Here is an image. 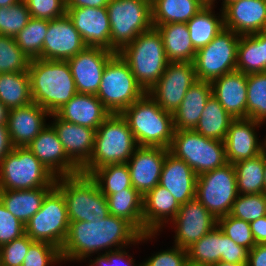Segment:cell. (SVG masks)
<instances>
[{
  "label": "cell",
  "mask_w": 266,
  "mask_h": 266,
  "mask_svg": "<svg viewBox=\"0 0 266 266\" xmlns=\"http://www.w3.org/2000/svg\"><path fill=\"white\" fill-rule=\"evenodd\" d=\"M212 95L235 119L247 118V75L232 71L211 82Z\"/></svg>",
  "instance_id": "obj_27"
},
{
  "label": "cell",
  "mask_w": 266,
  "mask_h": 266,
  "mask_svg": "<svg viewBox=\"0 0 266 266\" xmlns=\"http://www.w3.org/2000/svg\"><path fill=\"white\" fill-rule=\"evenodd\" d=\"M56 177L27 147H13L0 161V190L55 186Z\"/></svg>",
  "instance_id": "obj_8"
},
{
  "label": "cell",
  "mask_w": 266,
  "mask_h": 266,
  "mask_svg": "<svg viewBox=\"0 0 266 266\" xmlns=\"http://www.w3.org/2000/svg\"><path fill=\"white\" fill-rule=\"evenodd\" d=\"M48 20L30 18L27 25L14 37L18 47L31 60L40 58Z\"/></svg>",
  "instance_id": "obj_41"
},
{
  "label": "cell",
  "mask_w": 266,
  "mask_h": 266,
  "mask_svg": "<svg viewBox=\"0 0 266 266\" xmlns=\"http://www.w3.org/2000/svg\"><path fill=\"white\" fill-rule=\"evenodd\" d=\"M186 25L197 51L208 45L225 28L223 10L215 14L214 6L205 5Z\"/></svg>",
  "instance_id": "obj_33"
},
{
  "label": "cell",
  "mask_w": 266,
  "mask_h": 266,
  "mask_svg": "<svg viewBox=\"0 0 266 266\" xmlns=\"http://www.w3.org/2000/svg\"><path fill=\"white\" fill-rule=\"evenodd\" d=\"M55 114L69 123L85 126L94 130L111 115L96 95L77 93Z\"/></svg>",
  "instance_id": "obj_28"
},
{
  "label": "cell",
  "mask_w": 266,
  "mask_h": 266,
  "mask_svg": "<svg viewBox=\"0 0 266 266\" xmlns=\"http://www.w3.org/2000/svg\"><path fill=\"white\" fill-rule=\"evenodd\" d=\"M13 149L7 125H0V161Z\"/></svg>",
  "instance_id": "obj_57"
},
{
  "label": "cell",
  "mask_w": 266,
  "mask_h": 266,
  "mask_svg": "<svg viewBox=\"0 0 266 266\" xmlns=\"http://www.w3.org/2000/svg\"><path fill=\"white\" fill-rule=\"evenodd\" d=\"M55 186L65 197L70 222H93L96 217L104 219L110 214L106 197L89 175L58 177Z\"/></svg>",
  "instance_id": "obj_6"
},
{
  "label": "cell",
  "mask_w": 266,
  "mask_h": 266,
  "mask_svg": "<svg viewBox=\"0 0 266 266\" xmlns=\"http://www.w3.org/2000/svg\"><path fill=\"white\" fill-rule=\"evenodd\" d=\"M236 70L246 75L266 72V31L240 35Z\"/></svg>",
  "instance_id": "obj_32"
},
{
  "label": "cell",
  "mask_w": 266,
  "mask_h": 266,
  "mask_svg": "<svg viewBox=\"0 0 266 266\" xmlns=\"http://www.w3.org/2000/svg\"><path fill=\"white\" fill-rule=\"evenodd\" d=\"M229 215L251 223L266 215V193L238 194Z\"/></svg>",
  "instance_id": "obj_44"
},
{
  "label": "cell",
  "mask_w": 266,
  "mask_h": 266,
  "mask_svg": "<svg viewBox=\"0 0 266 266\" xmlns=\"http://www.w3.org/2000/svg\"><path fill=\"white\" fill-rule=\"evenodd\" d=\"M196 180V173L184 160L170 152L166 154L159 185L166 188L180 205L196 197Z\"/></svg>",
  "instance_id": "obj_26"
},
{
  "label": "cell",
  "mask_w": 266,
  "mask_h": 266,
  "mask_svg": "<svg viewBox=\"0 0 266 266\" xmlns=\"http://www.w3.org/2000/svg\"><path fill=\"white\" fill-rule=\"evenodd\" d=\"M217 226L231 240L248 251L256 245L250 223L244 220L237 219L228 214L217 219Z\"/></svg>",
  "instance_id": "obj_46"
},
{
  "label": "cell",
  "mask_w": 266,
  "mask_h": 266,
  "mask_svg": "<svg viewBox=\"0 0 266 266\" xmlns=\"http://www.w3.org/2000/svg\"><path fill=\"white\" fill-rule=\"evenodd\" d=\"M168 152L164 147L139 146L127 161L132 186L143 197L159 184Z\"/></svg>",
  "instance_id": "obj_20"
},
{
  "label": "cell",
  "mask_w": 266,
  "mask_h": 266,
  "mask_svg": "<svg viewBox=\"0 0 266 266\" xmlns=\"http://www.w3.org/2000/svg\"><path fill=\"white\" fill-rule=\"evenodd\" d=\"M8 109L0 102V125H7Z\"/></svg>",
  "instance_id": "obj_58"
},
{
  "label": "cell",
  "mask_w": 266,
  "mask_h": 266,
  "mask_svg": "<svg viewBox=\"0 0 266 266\" xmlns=\"http://www.w3.org/2000/svg\"><path fill=\"white\" fill-rule=\"evenodd\" d=\"M159 233L141 234L127 220L109 214L95 221L70 222L68 234L60 252L62 261L86 262L93 255L106 253L136 244L146 243ZM146 241V242H145ZM105 250V251H104Z\"/></svg>",
  "instance_id": "obj_1"
},
{
  "label": "cell",
  "mask_w": 266,
  "mask_h": 266,
  "mask_svg": "<svg viewBox=\"0 0 266 266\" xmlns=\"http://www.w3.org/2000/svg\"><path fill=\"white\" fill-rule=\"evenodd\" d=\"M50 113L35 102L8 111L7 129L13 147H27L48 125Z\"/></svg>",
  "instance_id": "obj_23"
},
{
  "label": "cell",
  "mask_w": 266,
  "mask_h": 266,
  "mask_svg": "<svg viewBox=\"0 0 266 266\" xmlns=\"http://www.w3.org/2000/svg\"><path fill=\"white\" fill-rule=\"evenodd\" d=\"M80 33L66 15L48 20L41 59L67 61L86 48Z\"/></svg>",
  "instance_id": "obj_17"
},
{
  "label": "cell",
  "mask_w": 266,
  "mask_h": 266,
  "mask_svg": "<svg viewBox=\"0 0 266 266\" xmlns=\"http://www.w3.org/2000/svg\"><path fill=\"white\" fill-rule=\"evenodd\" d=\"M217 2V0H210V5L215 7V3ZM237 1V0H222V6H221V10H223L227 5H229L230 3Z\"/></svg>",
  "instance_id": "obj_60"
},
{
  "label": "cell",
  "mask_w": 266,
  "mask_h": 266,
  "mask_svg": "<svg viewBox=\"0 0 266 266\" xmlns=\"http://www.w3.org/2000/svg\"><path fill=\"white\" fill-rule=\"evenodd\" d=\"M34 241L24 234L0 247V266H22L29 246Z\"/></svg>",
  "instance_id": "obj_48"
},
{
  "label": "cell",
  "mask_w": 266,
  "mask_h": 266,
  "mask_svg": "<svg viewBox=\"0 0 266 266\" xmlns=\"http://www.w3.org/2000/svg\"><path fill=\"white\" fill-rule=\"evenodd\" d=\"M28 73L32 101L50 114L78 93L67 61L31 59Z\"/></svg>",
  "instance_id": "obj_2"
},
{
  "label": "cell",
  "mask_w": 266,
  "mask_h": 266,
  "mask_svg": "<svg viewBox=\"0 0 266 266\" xmlns=\"http://www.w3.org/2000/svg\"><path fill=\"white\" fill-rule=\"evenodd\" d=\"M224 27L238 35L266 31V0H237L223 9Z\"/></svg>",
  "instance_id": "obj_24"
},
{
  "label": "cell",
  "mask_w": 266,
  "mask_h": 266,
  "mask_svg": "<svg viewBox=\"0 0 266 266\" xmlns=\"http://www.w3.org/2000/svg\"><path fill=\"white\" fill-rule=\"evenodd\" d=\"M211 95V82L197 80L187 90L181 105L173 113L174 129L194 130Z\"/></svg>",
  "instance_id": "obj_29"
},
{
  "label": "cell",
  "mask_w": 266,
  "mask_h": 266,
  "mask_svg": "<svg viewBox=\"0 0 266 266\" xmlns=\"http://www.w3.org/2000/svg\"><path fill=\"white\" fill-rule=\"evenodd\" d=\"M233 165L238 194L264 193V151Z\"/></svg>",
  "instance_id": "obj_39"
},
{
  "label": "cell",
  "mask_w": 266,
  "mask_h": 266,
  "mask_svg": "<svg viewBox=\"0 0 266 266\" xmlns=\"http://www.w3.org/2000/svg\"><path fill=\"white\" fill-rule=\"evenodd\" d=\"M145 93L127 62L115 53L105 66L96 96L110 113L120 114Z\"/></svg>",
  "instance_id": "obj_9"
},
{
  "label": "cell",
  "mask_w": 266,
  "mask_h": 266,
  "mask_svg": "<svg viewBox=\"0 0 266 266\" xmlns=\"http://www.w3.org/2000/svg\"><path fill=\"white\" fill-rule=\"evenodd\" d=\"M27 148L56 178L81 173L67 157L56 130L49 122Z\"/></svg>",
  "instance_id": "obj_19"
},
{
  "label": "cell",
  "mask_w": 266,
  "mask_h": 266,
  "mask_svg": "<svg viewBox=\"0 0 266 266\" xmlns=\"http://www.w3.org/2000/svg\"><path fill=\"white\" fill-rule=\"evenodd\" d=\"M0 102L8 110L33 102L28 71L0 74Z\"/></svg>",
  "instance_id": "obj_37"
},
{
  "label": "cell",
  "mask_w": 266,
  "mask_h": 266,
  "mask_svg": "<svg viewBox=\"0 0 266 266\" xmlns=\"http://www.w3.org/2000/svg\"><path fill=\"white\" fill-rule=\"evenodd\" d=\"M180 206L174 196L158 184L143 197V234L163 232V227L170 225Z\"/></svg>",
  "instance_id": "obj_25"
},
{
  "label": "cell",
  "mask_w": 266,
  "mask_h": 266,
  "mask_svg": "<svg viewBox=\"0 0 266 266\" xmlns=\"http://www.w3.org/2000/svg\"><path fill=\"white\" fill-rule=\"evenodd\" d=\"M32 18L52 20L66 15V0H23Z\"/></svg>",
  "instance_id": "obj_49"
},
{
  "label": "cell",
  "mask_w": 266,
  "mask_h": 266,
  "mask_svg": "<svg viewBox=\"0 0 266 266\" xmlns=\"http://www.w3.org/2000/svg\"><path fill=\"white\" fill-rule=\"evenodd\" d=\"M248 250L239 246L227 235L224 234V247L221 261L234 264H247Z\"/></svg>",
  "instance_id": "obj_53"
},
{
  "label": "cell",
  "mask_w": 266,
  "mask_h": 266,
  "mask_svg": "<svg viewBox=\"0 0 266 266\" xmlns=\"http://www.w3.org/2000/svg\"><path fill=\"white\" fill-rule=\"evenodd\" d=\"M109 0H66L67 8H99L107 7Z\"/></svg>",
  "instance_id": "obj_56"
},
{
  "label": "cell",
  "mask_w": 266,
  "mask_h": 266,
  "mask_svg": "<svg viewBox=\"0 0 266 266\" xmlns=\"http://www.w3.org/2000/svg\"><path fill=\"white\" fill-rule=\"evenodd\" d=\"M138 147L126 120L121 114L111 113L97 128L90 161L81 173L90 175L109 164L127 163Z\"/></svg>",
  "instance_id": "obj_4"
},
{
  "label": "cell",
  "mask_w": 266,
  "mask_h": 266,
  "mask_svg": "<svg viewBox=\"0 0 266 266\" xmlns=\"http://www.w3.org/2000/svg\"><path fill=\"white\" fill-rule=\"evenodd\" d=\"M235 167L226 163L197 176L196 198L216 218L228 215L237 199Z\"/></svg>",
  "instance_id": "obj_12"
},
{
  "label": "cell",
  "mask_w": 266,
  "mask_h": 266,
  "mask_svg": "<svg viewBox=\"0 0 266 266\" xmlns=\"http://www.w3.org/2000/svg\"><path fill=\"white\" fill-rule=\"evenodd\" d=\"M224 233L216 226L186 249L188 263L197 266H212L221 261Z\"/></svg>",
  "instance_id": "obj_38"
},
{
  "label": "cell",
  "mask_w": 266,
  "mask_h": 266,
  "mask_svg": "<svg viewBox=\"0 0 266 266\" xmlns=\"http://www.w3.org/2000/svg\"><path fill=\"white\" fill-rule=\"evenodd\" d=\"M260 125L264 124L250 118H237L231 122L224 139L227 163L255 157L266 149V136L262 141L257 134Z\"/></svg>",
  "instance_id": "obj_18"
},
{
  "label": "cell",
  "mask_w": 266,
  "mask_h": 266,
  "mask_svg": "<svg viewBox=\"0 0 266 266\" xmlns=\"http://www.w3.org/2000/svg\"><path fill=\"white\" fill-rule=\"evenodd\" d=\"M239 39L240 35L224 28L208 45L197 50L193 61L197 79L212 82L235 71Z\"/></svg>",
  "instance_id": "obj_13"
},
{
  "label": "cell",
  "mask_w": 266,
  "mask_h": 266,
  "mask_svg": "<svg viewBox=\"0 0 266 266\" xmlns=\"http://www.w3.org/2000/svg\"><path fill=\"white\" fill-rule=\"evenodd\" d=\"M246 266H266V244H256L248 251Z\"/></svg>",
  "instance_id": "obj_54"
},
{
  "label": "cell",
  "mask_w": 266,
  "mask_h": 266,
  "mask_svg": "<svg viewBox=\"0 0 266 266\" xmlns=\"http://www.w3.org/2000/svg\"><path fill=\"white\" fill-rule=\"evenodd\" d=\"M247 264H234V263H227L224 261H220L212 266H246Z\"/></svg>",
  "instance_id": "obj_61"
},
{
  "label": "cell",
  "mask_w": 266,
  "mask_h": 266,
  "mask_svg": "<svg viewBox=\"0 0 266 266\" xmlns=\"http://www.w3.org/2000/svg\"><path fill=\"white\" fill-rule=\"evenodd\" d=\"M114 54L101 47H86L67 60L78 93L97 94L105 66Z\"/></svg>",
  "instance_id": "obj_16"
},
{
  "label": "cell",
  "mask_w": 266,
  "mask_h": 266,
  "mask_svg": "<svg viewBox=\"0 0 266 266\" xmlns=\"http://www.w3.org/2000/svg\"><path fill=\"white\" fill-rule=\"evenodd\" d=\"M129 247H124L121 249L109 251L106 253L97 254L93 259L89 257V262L87 266H143V262H138L130 256ZM140 263V264H139Z\"/></svg>",
  "instance_id": "obj_52"
},
{
  "label": "cell",
  "mask_w": 266,
  "mask_h": 266,
  "mask_svg": "<svg viewBox=\"0 0 266 266\" xmlns=\"http://www.w3.org/2000/svg\"><path fill=\"white\" fill-rule=\"evenodd\" d=\"M169 248L154 252V254L152 253L151 257L145 258L143 266H187L188 257L186 249L176 245H172Z\"/></svg>",
  "instance_id": "obj_50"
},
{
  "label": "cell",
  "mask_w": 266,
  "mask_h": 266,
  "mask_svg": "<svg viewBox=\"0 0 266 266\" xmlns=\"http://www.w3.org/2000/svg\"><path fill=\"white\" fill-rule=\"evenodd\" d=\"M30 59L18 47L15 38L0 35V74L27 72Z\"/></svg>",
  "instance_id": "obj_43"
},
{
  "label": "cell",
  "mask_w": 266,
  "mask_h": 266,
  "mask_svg": "<svg viewBox=\"0 0 266 266\" xmlns=\"http://www.w3.org/2000/svg\"><path fill=\"white\" fill-rule=\"evenodd\" d=\"M49 118L57 132L67 157L81 170L89 161L93 152L96 130L69 123L55 113Z\"/></svg>",
  "instance_id": "obj_22"
},
{
  "label": "cell",
  "mask_w": 266,
  "mask_h": 266,
  "mask_svg": "<svg viewBox=\"0 0 266 266\" xmlns=\"http://www.w3.org/2000/svg\"><path fill=\"white\" fill-rule=\"evenodd\" d=\"M256 244H266V215L250 223Z\"/></svg>",
  "instance_id": "obj_55"
},
{
  "label": "cell",
  "mask_w": 266,
  "mask_h": 266,
  "mask_svg": "<svg viewBox=\"0 0 266 266\" xmlns=\"http://www.w3.org/2000/svg\"><path fill=\"white\" fill-rule=\"evenodd\" d=\"M30 18V12L23 0L10 7H0V35L15 37Z\"/></svg>",
  "instance_id": "obj_45"
},
{
  "label": "cell",
  "mask_w": 266,
  "mask_h": 266,
  "mask_svg": "<svg viewBox=\"0 0 266 266\" xmlns=\"http://www.w3.org/2000/svg\"><path fill=\"white\" fill-rule=\"evenodd\" d=\"M264 193H266V149L264 150Z\"/></svg>",
  "instance_id": "obj_62"
},
{
  "label": "cell",
  "mask_w": 266,
  "mask_h": 266,
  "mask_svg": "<svg viewBox=\"0 0 266 266\" xmlns=\"http://www.w3.org/2000/svg\"><path fill=\"white\" fill-rule=\"evenodd\" d=\"M197 80L193 62H168L164 73L147 94L164 111L173 114Z\"/></svg>",
  "instance_id": "obj_14"
},
{
  "label": "cell",
  "mask_w": 266,
  "mask_h": 266,
  "mask_svg": "<svg viewBox=\"0 0 266 266\" xmlns=\"http://www.w3.org/2000/svg\"><path fill=\"white\" fill-rule=\"evenodd\" d=\"M118 53L146 93L160 79L168 64L162 37L155 27L139 34Z\"/></svg>",
  "instance_id": "obj_5"
},
{
  "label": "cell",
  "mask_w": 266,
  "mask_h": 266,
  "mask_svg": "<svg viewBox=\"0 0 266 266\" xmlns=\"http://www.w3.org/2000/svg\"><path fill=\"white\" fill-rule=\"evenodd\" d=\"M21 0H0V7H10Z\"/></svg>",
  "instance_id": "obj_59"
},
{
  "label": "cell",
  "mask_w": 266,
  "mask_h": 266,
  "mask_svg": "<svg viewBox=\"0 0 266 266\" xmlns=\"http://www.w3.org/2000/svg\"><path fill=\"white\" fill-rule=\"evenodd\" d=\"M138 146L169 149L173 140V114L164 111L145 93L121 113Z\"/></svg>",
  "instance_id": "obj_3"
},
{
  "label": "cell",
  "mask_w": 266,
  "mask_h": 266,
  "mask_svg": "<svg viewBox=\"0 0 266 266\" xmlns=\"http://www.w3.org/2000/svg\"><path fill=\"white\" fill-rule=\"evenodd\" d=\"M205 5H210V0H201Z\"/></svg>",
  "instance_id": "obj_63"
},
{
  "label": "cell",
  "mask_w": 266,
  "mask_h": 266,
  "mask_svg": "<svg viewBox=\"0 0 266 266\" xmlns=\"http://www.w3.org/2000/svg\"><path fill=\"white\" fill-rule=\"evenodd\" d=\"M233 118L211 95L194 131L206 138L224 141Z\"/></svg>",
  "instance_id": "obj_36"
},
{
  "label": "cell",
  "mask_w": 266,
  "mask_h": 266,
  "mask_svg": "<svg viewBox=\"0 0 266 266\" xmlns=\"http://www.w3.org/2000/svg\"><path fill=\"white\" fill-rule=\"evenodd\" d=\"M247 118L266 124V72L247 75Z\"/></svg>",
  "instance_id": "obj_42"
},
{
  "label": "cell",
  "mask_w": 266,
  "mask_h": 266,
  "mask_svg": "<svg viewBox=\"0 0 266 266\" xmlns=\"http://www.w3.org/2000/svg\"><path fill=\"white\" fill-rule=\"evenodd\" d=\"M160 33L168 62H193L196 50L186 23L153 25Z\"/></svg>",
  "instance_id": "obj_30"
},
{
  "label": "cell",
  "mask_w": 266,
  "mask_h": 266,
  "mask_svg": "<svg viewBox=\"0 0 266 266\" xmlns=\"http://www.w3.org/2000/svg\"><path fill=\"white\" fill-rule=\"evenodd\" d=\"M25 234V225L0 200V247Z\"/></svg>",
  "instance_id": "obj_51"
},
{
  "label": "cell",
  "mask_w": 266,
  "mask_h": 266,
  "mask_svg": "<svg viewBox=\"0 0 266 266\" xmlns=\"http://www.w3.org/2000/svg\"><path fill=\"white\" fill-rule=\"evenodd\" d=\"M187 266H197V265H192V264L188 263Z\"/></svg>",
  "instance_id": "obj_64"
},
{
  "label": "cell",
  "mask_w": 266,
  "mask_h": 266,
  "mask_svg": "<svg viewBox=\"0 0 266 266\" xmlns=\"http://www.w3.org/2000/svg\"><path fill=\"white\" fill-rule=\"evenodd\" d=\"M69 224L65 197L54 186L44 197L39 211L25 224V234L33 241L47 242L61 249Z\"/></svg>",
  "instance_id": "obj_11"
},
{
  "label": "cell",
  "mask_w": 266,
  "mask_h": 266,
  "mask_svg": "<svg viewBox=\"0 0 266 266\" xmlns=\"http://www.w3.org/2000/svg\"><path fill=\"white\" fill-rule=\"evenodd\" d=\"M109 213L130 222L143 234V196L134 188H127L106 196Z\"/></svg>",
  "instance_id": "obj_35"
},
{
  "label": "cell",
  "mask_w": 266,
  "mask_h": 266,
  "mask_svg": "<svg viewBox=\"0 0 266 266\" xmlns=\"http://www.w3.org/2000/svg\"><path fill=\"white\" fill-rule=\"evenodd\" d=\"M63 263L60 249L47 242L34 241L28 248L22 266H55Z\"/></svg>",
  "instance_id": "obj_47"
},
{
  "label": "cell",
  "mask_w": 266,
  "mask_h": 266,
  "mask_svg": "<svg viewBox=\"0 0 266 266\" xmlns=\"http://www.w3.org/2000/svg\"><path fill=\"white\" fill-rule=\"evenodd\" d=\"M106 8L111 28V51L114 53L153 27L151 0H109Z\"/></svg>",
  "instance_id": "obj_7"
},
{
  "label": "cell",
  "mask_w": 266,
  "mask_h": 266,
  "mask_svg": "<svg viewBox=\"0 0 266 266\" xmlns=\"http://www.w3.org/2000/svg\"><path fill=\"white\" fill-rule=\"evenodd\" d=\"M170 224L175 230L172 244L187 249L213 230L217 226V219L195 197L180 206Z\"/></svg>",
  "instance_id": "obj_15"
},
{
  "label": "cell",
  "mask_w": 266,
  "mask_h": 266,
  "mask_svg": "<svg viewBox=\"0 0 266 266\" xmlns=\"http://www.w3.org/2000/svg\"><path fill=\"white\" fill-rule=\"evenodd\" d=\"M204 6L201 0H151L152 25L186 23Z\"/></svg>",
  "instance_id": "obj_34"
},
{
  "label": "cell",
  "mask_w": 266,
  "mask_h": 266,
  "mask_svg": "<svg viewBox=\"0 0 266 266\" xmlns=\"http://www.w3.org/2000/svg\"><path fill=\"white\" fill-rule=\"evenodd\" d=\"M169 152L184 160L197 176L227 163L224 141L206 138L194 130H175Z\"/></svg>",
  "instance_id": "obj_10"
},
{
  "label": "cell",
  "mask_w": 266,
  "mask_h": 266,
  "mask_svg": "<svg viewBox=\"0 0 266 266\" xmlns=\"http://www.w3.org/2000/svg\"><path fill=\"white\" fill-rule=\"evenodd\" d=\"M66 14L87 47H101L111 51V28L106 7L67 8Z\"/></svg>",
  "instance_id": "obj_21"
},
{
  "label": "cell",
  "mask_w": 266,
  "mask_h": 266,
  "mask_svg": "<svg viewBox=\"0 0 266 266\" xmlns=\"http://www.w3.org/2000/svg\"><path fill=\"white\" fill-rule=\"evenodd\" d=\"M53 187L0 190V200L6 209L25 225L39 211L44 197Z\"/></svg>",
  "instance_id": "obj_31"
},
{
  "label": "cell",
  "mask_w": 266,
  "mask_h": 266,
  "mask_svg": "<svg viewBox=\"0 0 266 266\" xmlns=\"http://www.w3.org/2000/svg\"><path fill=\"white\" fill-rule=\"evenodd\" d=\"M89 176L96 182L105 197L127 188H134L127 163L103 166L95 169Z\"/></svg>",
  "instance_id": "obj_40"
}]
</instances>
